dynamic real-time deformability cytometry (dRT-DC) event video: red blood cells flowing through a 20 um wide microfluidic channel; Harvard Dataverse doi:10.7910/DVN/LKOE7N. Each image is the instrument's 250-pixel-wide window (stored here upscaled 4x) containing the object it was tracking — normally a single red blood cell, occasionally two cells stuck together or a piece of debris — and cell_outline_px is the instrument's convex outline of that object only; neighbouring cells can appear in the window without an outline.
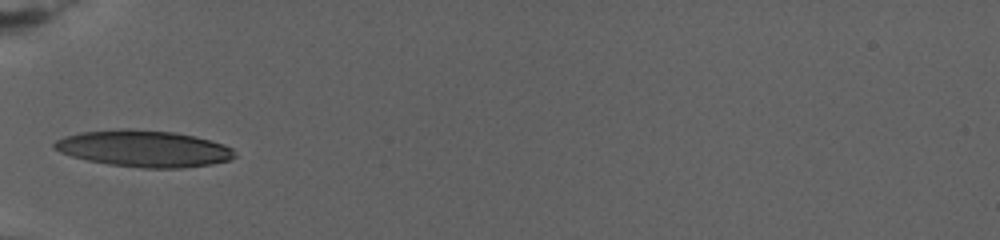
{"species": "human", "species_latin": "Homo sapiens", "temperature_condition": "warm", "stored_images_in_passage": 35, "camera_frame_rate_fps": 3000, "um_per_image_px": 0.085, "donor": {"sex": "female"}, "frame": {"image": 1, "passage_image": 1, "time_ms": 0.0, "image_size_px": [1000, 240], "cell_outline_px": [[236, 156], [232, 160], [212, 164], [180, 168], [140, 168], [108, 164], [88, 160], [72, 156], [60, 152], [52, 148], [52, 144], [56, 140], [64, 136], [80, 132], [120, 128], [128, 128], [176, 132], [196, 136], [224, 144], [232, 148]], "centroid_in_image_um": [12.23, 12.62], "position_along_channel_um": 72.8, "area_um2": 38.84}}
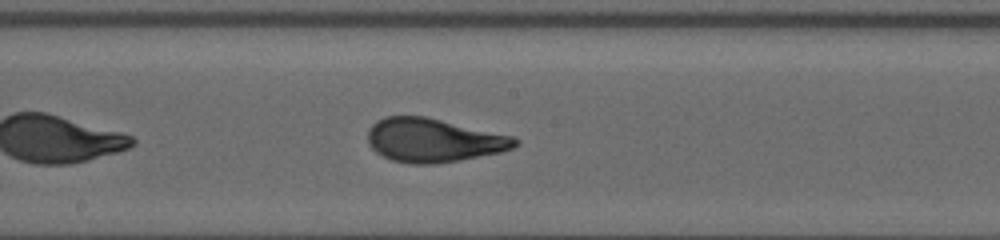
{"frame": {"image": 2, "passage_image": 11, "time_ms": 5.333, "image_size_px": [1000, 240], "cell_outline_px": [[520, 144], [512, 148], [500, 152], [460, 160], [436, 164], [408, 164], [392, 160], [376, 152], [368, 144], [368, 128], [376, 120], [384, 116], [424, 116], [516, 136], [520, 140]], "centroid_in_image_um": [36.86, 11.92], "position_along_channel_um": 211.3, "area_um2": 37.86}}
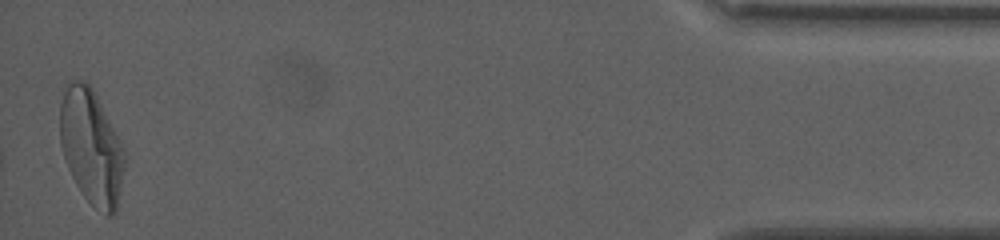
{"frame": {"image": 3, "passage_image": 35, "time_ms": 16.333, "image_size_px": [1000, 240], "cell_outline_px": [[124, 168], [116, 212], [112, 216], [104, 216], [84, 196], [76, 184], [68, 168], [60, 144], [60, 88], [64, 84], [72, 80], [84, 80], [92, 88], [120, 140], [124, 148]], "centroid_in_image_um": [7.73, 12.45], "position_along_channel_um": 427.5, "area_um2": 43.35}, "authors_computed_cell_mechanics": {"area_um2": 37.6856, "velocity_mm_per_s": 2.6409, "shape_relaxation_time_tau1_ms": 5.7219, "shape_relaxation_time_tau2_ms": null, "deformation_change_tau1": 0.2199, "deformation_change_tau2": null}}